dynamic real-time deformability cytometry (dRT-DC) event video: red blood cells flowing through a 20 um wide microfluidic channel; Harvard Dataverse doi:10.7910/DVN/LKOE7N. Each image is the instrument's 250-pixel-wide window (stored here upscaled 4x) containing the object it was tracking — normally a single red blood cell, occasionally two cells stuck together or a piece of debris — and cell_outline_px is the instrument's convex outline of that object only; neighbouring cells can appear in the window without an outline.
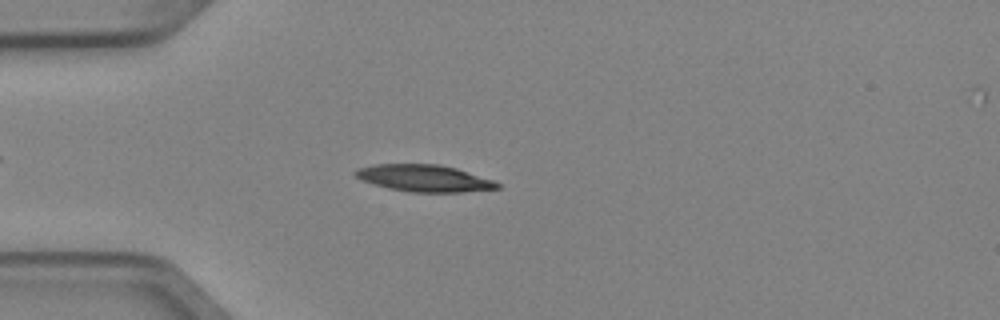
{"species": "Egyptian fruit bat (a non-hibernating species)", "species_latin": "Rousettus aegyptiacus", "temperature_condition": "cold", "stored_images_in_passage": 4, "camera_frame_rate_fps": 3000, "um_per_image_px": 0.085, "animal": {"sex": "female"}, "frame": {"image": 1, "passage_image": 3, "time_ms": 0.667, "image_size_px": [1000, 320], "cell_outline_px": [[500, 188], [464, 192], [408, 192], [388, 188], [364, 180], [356, 176], [352, 172], [356, 168], [376, 164], [440, 164], [456, 168], [492, 180], [500, 184]], "centroid_in_image_um": [36.05, 15.14], "position_along_channel_um": 49.0, "area_um2": 22.08}}